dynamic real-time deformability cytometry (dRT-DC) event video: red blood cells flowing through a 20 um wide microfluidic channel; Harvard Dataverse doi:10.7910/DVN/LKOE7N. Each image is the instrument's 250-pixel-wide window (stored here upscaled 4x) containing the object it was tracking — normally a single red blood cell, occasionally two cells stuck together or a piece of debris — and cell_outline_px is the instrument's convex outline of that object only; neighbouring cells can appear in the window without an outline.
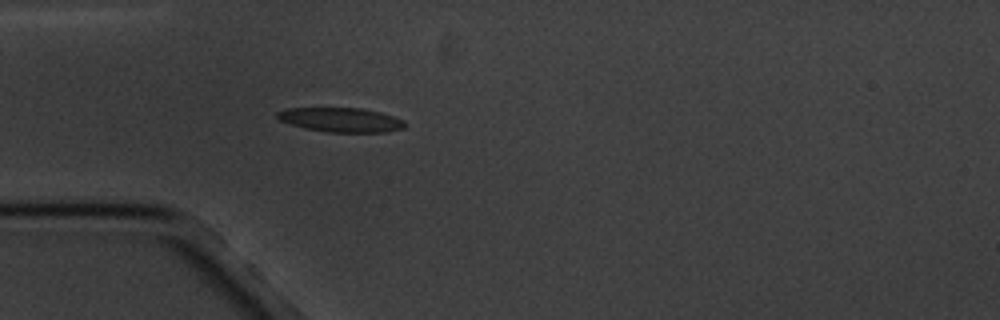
{"species": "common noctule bat (a hibernating species)", "species_latin": "Nyctalus noctula", "temperature_condition": "cold", "stored_images_in_passage": 5, "camera_frame_rate_fps": 3000, "um_per_image_px": 0.085, "animal": {"sex": "male", "body_mass_g": 20.1, "forearm_length_mm": 53.5}, "frame": {"image": 1, "passage_image": 5, "time_ms": 5.333, "image_size_px": [1000, 320], "cell_outline_px": [[404, 128], [384, 132], [328, 132], [304, 128], [280, 120], [276, 116], [276, 112], [288, 108], [360, 108], [380, 112], [404, 120]], "centroid_in_image_um": [28.96, 10.18], "position_along_channel_um": 56.0, "area_um2": 17.92}}